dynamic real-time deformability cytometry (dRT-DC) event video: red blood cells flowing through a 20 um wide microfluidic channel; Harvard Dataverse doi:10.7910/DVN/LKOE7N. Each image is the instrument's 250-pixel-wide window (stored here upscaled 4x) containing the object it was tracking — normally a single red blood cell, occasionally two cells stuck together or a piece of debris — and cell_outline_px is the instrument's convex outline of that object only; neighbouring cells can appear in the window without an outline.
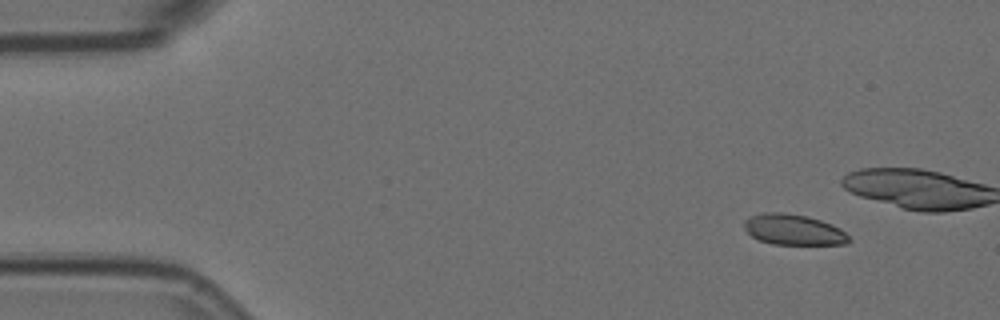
{"species": "Egyptian fruit bat (a non-hibernating species)", "species_latin": "Rousettus aegyptiacus", "temperature_condition": "room temperature", "stored_images_in_passage": 5, "camera_frame_rate_fps": 3000, "um_per_image_px": 0.085, "animal": {"sex": "female"}, "frame": {"image": 1, "passage_image": 1, "time_ms": 0.0, "image_size_px": [1000, 320], "cell_outline_px": [[852, 240], [848, 244], [772, 244], [756, 240], [744, 228], [744, 220], [748, 216], [764, 212], [784, 212], [808, 216], [832, 224], [840, 228]], "centroid_in_image_um": [67.43, 19.51], "position_along_channel_um": 17.6, "area_um2": 18.96}}